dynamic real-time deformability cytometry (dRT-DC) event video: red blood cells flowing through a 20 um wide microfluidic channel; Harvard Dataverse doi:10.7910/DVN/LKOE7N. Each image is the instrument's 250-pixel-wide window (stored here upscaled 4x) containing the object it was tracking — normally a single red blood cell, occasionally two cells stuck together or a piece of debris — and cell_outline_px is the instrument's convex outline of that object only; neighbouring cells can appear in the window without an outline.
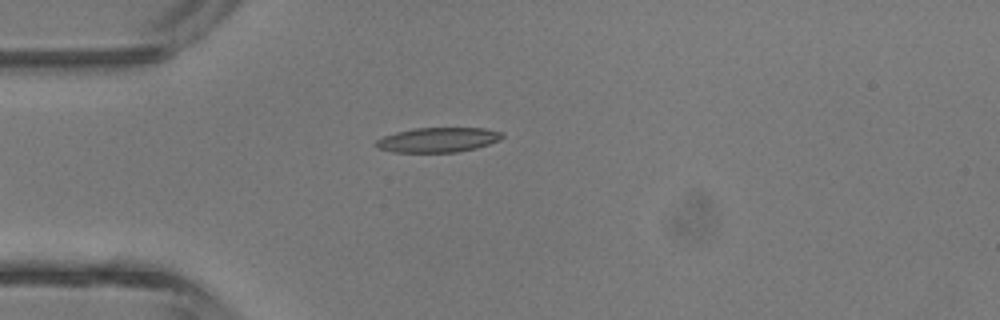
{"species": "common noctule bat (a hibernating species)", "species_latin": "Nyctalus noctula", "temperature_condition": "room temperature", "stored_images_in_passage": 1, "camera_frame_rate_fps": 3000, "um_per_image_px": 0.085, "animal": {"sex": "male", "body_mass_g": 13.3}, "frame": {"image": 1, "passage_image": 1, "time_ms": 0.0, "image_size_px": [1000, 320], "cell_outline_px": [[504, 136], [500, 140], [476, 148], [456, 152], [392, 152], [376, 148], [372, 144], [376, 140], [384, 136], [396, 132], [412, 128], [488, 128], [504, 132]], "centroid_in_image_um": [37.21, 11.88], "position_along_channel_um": 47.8, "area_um2": 18.44}}